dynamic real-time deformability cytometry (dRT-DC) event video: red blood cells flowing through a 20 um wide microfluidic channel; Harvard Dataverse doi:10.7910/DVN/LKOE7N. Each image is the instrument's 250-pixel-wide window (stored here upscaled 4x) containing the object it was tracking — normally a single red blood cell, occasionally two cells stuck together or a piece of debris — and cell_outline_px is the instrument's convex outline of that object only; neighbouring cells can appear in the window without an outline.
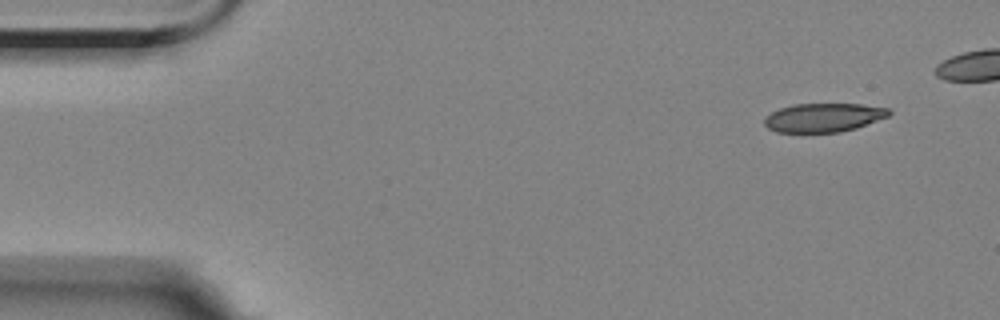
{"species": "Egyptian fruit bat (a non-hibernating species)", "species_latin": "Rousettus aegyptiacus", "temperature_condition": "room temperature", "stored_images_in_passage": 3, "camera_frame_rate_fps": 3000, "um_per_image_px": 0.085, "animal": {"sex": "female"}, "frame": {"image": 1, "passage_image": 1, "time_ms": 0.0, "image_size_px": [1000, 320], "cell_outline_px": [[892, 112], [888, 116], [856, 128], [840, 132], [776, 132], [768, 128], [764, 124], [764, 120], [772, 112], [780, 108], [792, 104], [860, 104], [888, 108]], "centroid_in_image_um": [70.0, 9.99], "position_along_channel_um": 15.0, "area_um2": 20.75}}